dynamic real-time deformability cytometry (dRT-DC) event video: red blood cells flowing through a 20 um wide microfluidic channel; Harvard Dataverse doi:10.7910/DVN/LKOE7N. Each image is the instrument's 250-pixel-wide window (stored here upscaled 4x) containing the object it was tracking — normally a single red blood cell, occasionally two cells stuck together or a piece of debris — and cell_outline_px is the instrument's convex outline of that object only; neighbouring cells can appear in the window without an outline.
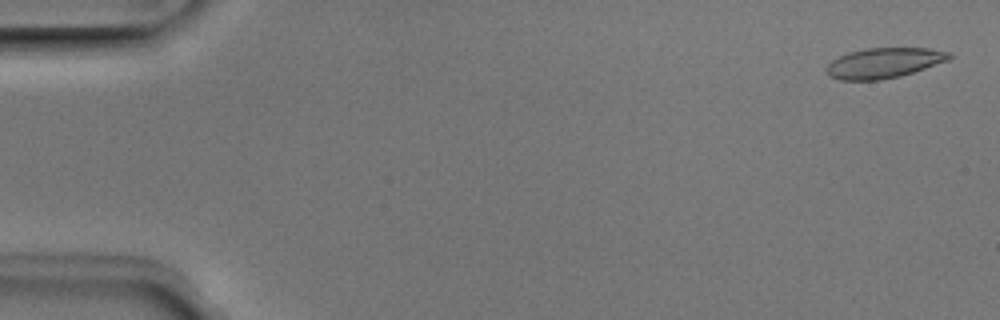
{"species": "Egyptian fruit bat (a non-hibernating species)", "species_latin": "Rousettus aegyptiacus", "temperature_condition": "room temperature", "stored_images_in_passage": 51, "camera_frame_rate_fps": 3000, "um_per_image_px": 0.085, "animal": {"sex": "male"}, "frame": {"image": 1, "passage_image": 2, "time_ms": 0.333, "image_size_px": [1000, 320], "cell_outline_px": [[952, 56], [948, 60], [900, 76], [880, 80], [840, 80], [828, 76], [828, 64], [832, 60], [848, 52], [868, 48], [928, 48], [952, 52]], "centroid_in_image_um": [75.14, 5.34], "position_along_channel_um": 9.9, "area_um2": 21.44}}
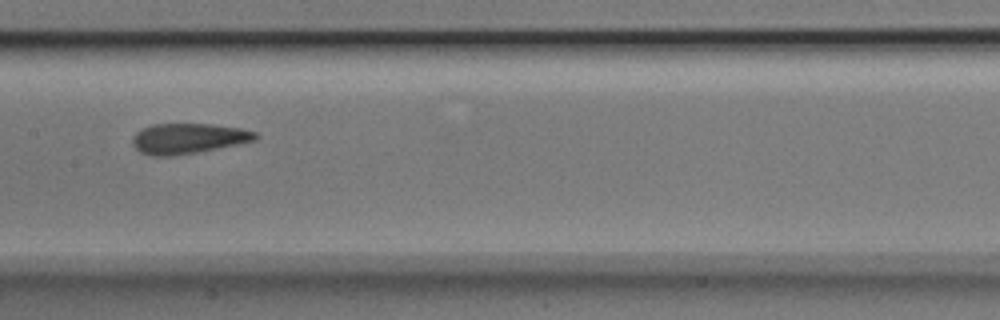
{"frame": {"image": 2, "passage_image": 26, "time_ms": 8.333, "image_size_px": [1000, 320], "cell_outline_px": [[260, 136], [256, 140], [196, 152], [172, 156], [148, 156], [140, 152], [132, 144], [132, 136], [136, 132], [152, 124], [212, 124], [240, 128], [256, 132]], "centroid_in_image_um": [15.97, 11.77], "position_along_channel_um": 191.4, "area_um2": 21.68}}
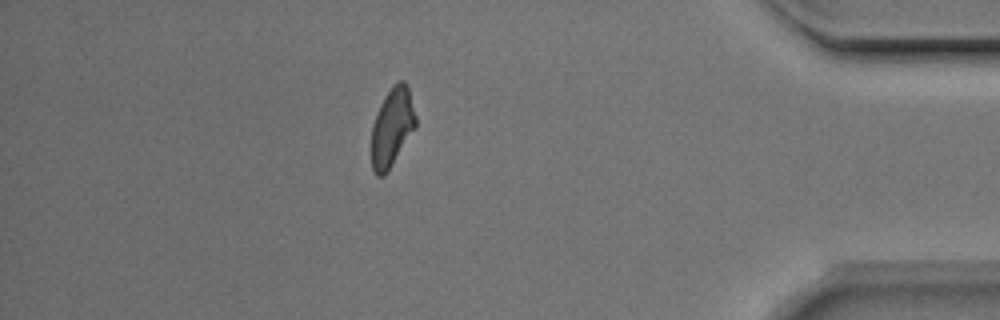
{"frame": {"image": 3, "passage_image": 45, "time_ms": 14.667, "image_size_px": [1000, 320], "cell_outline_px": [[416, 128], [384, 176], [376, 176], [372, 168], [372, 124], [380, 104], [384, 96], [392, 84], [396, 80], [404, 80], [408, 88], [416, 116]], "centroid_in_image_um": [33.33, 10.78], "position_along_channel_um": 401.9, "area_um2": 20.29}, "authors_computed_cell_mechanics": {"area_um2": 21.5594, "velocity_mm_per_s": 3.959, "shape_relaxation_time_tau1_ms": 4.2327, "shape_relaxation_time_tau2_ms": 1.2207, "deformation_change_tau1": 0.1599, "deformation_change_tau2": 0.0969}}